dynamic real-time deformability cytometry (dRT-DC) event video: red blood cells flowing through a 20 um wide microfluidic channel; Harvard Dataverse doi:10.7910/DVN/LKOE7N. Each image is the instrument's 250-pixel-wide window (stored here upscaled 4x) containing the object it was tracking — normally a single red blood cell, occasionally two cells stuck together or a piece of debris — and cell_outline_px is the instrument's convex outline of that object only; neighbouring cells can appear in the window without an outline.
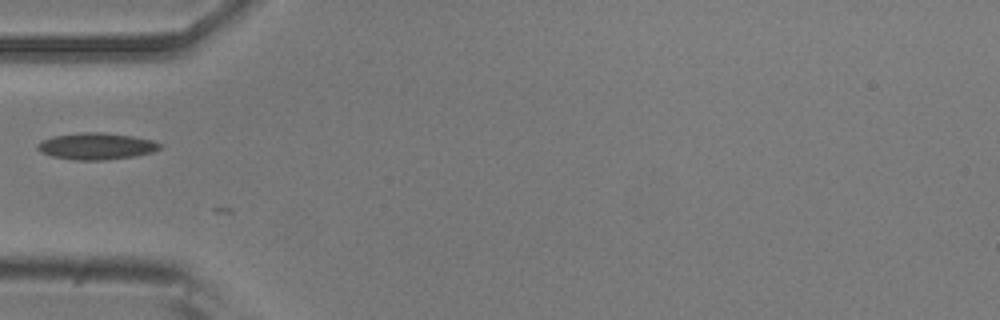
{"species": "common noctule bat (a hibernating species)", "species_latin": "Nyctalus noctula", "temperature_condition": "room temperature", "stored_images_in_passage": 10, "camera_frame_rate_fps": 3000, "um_per_image_px": 0.085, "animal": {"sex": "male", "body_mass_g": 20.5, "forearm_length_mm": 52.5}, "frame": {"image": 1, "passage_image": 2, "time_ms": 0.333, "image_size_px": [1000, 320], "cell_outline_px": [[160, 148], [152, 152], [136, 156], [104, 160], [72, 160], [52, 156], [40, 152], [36, 148], [36, 144], [40, 140], [52, 136], [80, 132], [104, 132], [132, 136], [152, 140], [160, 144]], "centroid_in_image_um": [8.13, 12.42], "position_along_channel_um": 76.9, "area_um2": 19.19}}
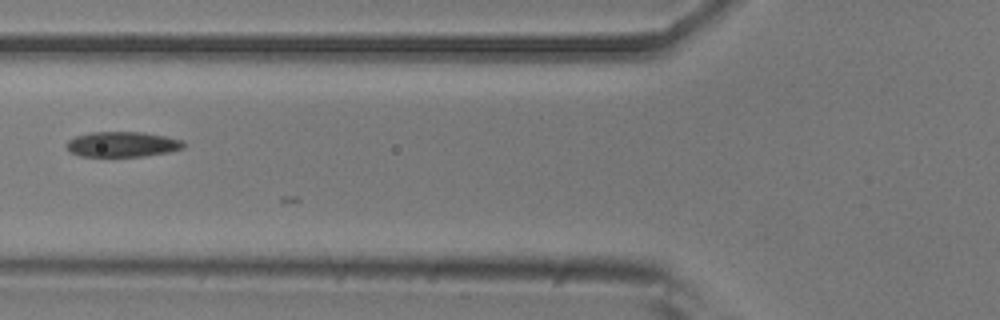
{"frame": {"image": 2, "passage_image": 5, "time_ms": 1.333, "image_size_px": [1000, 320], "cell_outline_px": [[188, 144], [184, 148], [168, 152], [144, 156], [80, 156], [72, 152], [64, 144], [68, 140], [76, 136], [92, 132], [144, 132], [184, 140]], "centroid_in_image_um": [10.45, 12.26], "position_along_channel_um": 115.4, "area_um2": 17.28}}
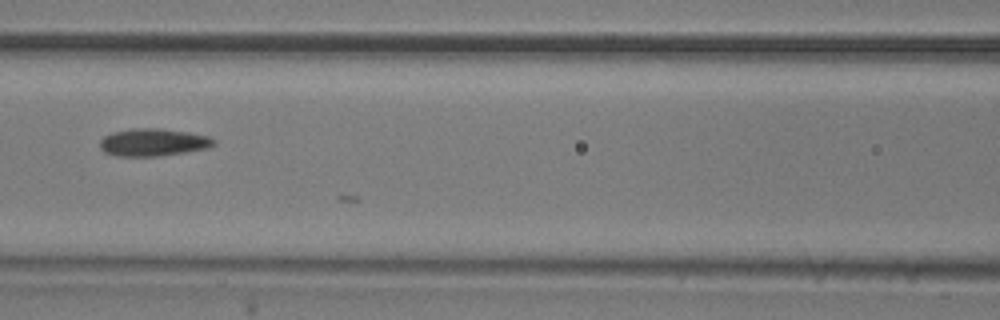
{"frame": {"image": 3, "passage_image": 8, "time_ms": 2.333, "image_size_px": [1000, 320], "cell_outline_px": [[216, 144], [208, 148], [160, 156], [116, 156], [104, 152], [100, 148], [100, 140], [104, 136], [112, 132], [132, 128], [160, 128], [188, 132], [208, 136], [216, 140]], "centroid_in_image_um": [13.01, 12.09], "position_along_channel_um": 153.6, "area_um2": 18.38}}